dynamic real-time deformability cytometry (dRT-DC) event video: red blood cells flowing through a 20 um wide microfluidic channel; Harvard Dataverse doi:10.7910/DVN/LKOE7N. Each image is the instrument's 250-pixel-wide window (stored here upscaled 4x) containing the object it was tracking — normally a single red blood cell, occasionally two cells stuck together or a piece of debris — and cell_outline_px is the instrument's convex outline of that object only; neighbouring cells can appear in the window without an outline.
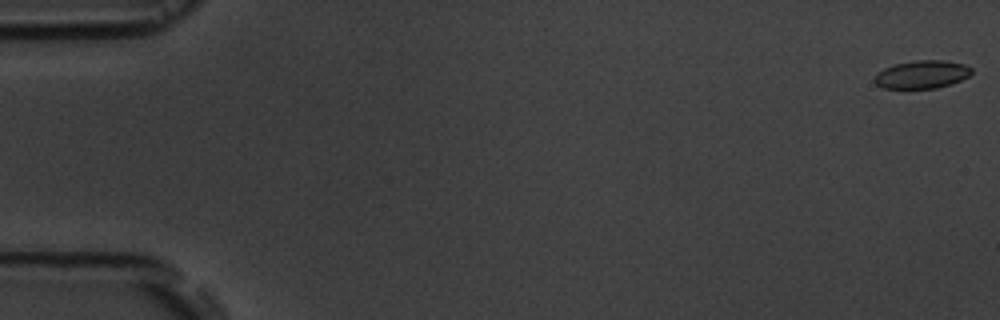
{"species": "common noctule bat (a hibernating species)", "species_latin": "Nyctalus noctula", "temperature_condition": "room temperature", "stored_images_in_passage": 5, "camera_frame_rate_fps": 3000, "um_per_image_px": 0.085, "animal": {"sex": "male", "body_mass_g": 19.5, "forearm_length_mm": 54.6}, "frame": {"image": 1, "passage_image": 1, "time_ms": 0.0, "image_size_px": [1000, 320], "cell_outline_px": [[972, 72], [968, 76], [960, 80], [936, 88], [884, 88], [876, 84], [876, 76], [884, 68], [896, 64], [916, 60], [944, 60], [964, 64], [972, 68]], "centroid_in_image_um": [78.4, 6.32], "position_along_channel_um": 6.6, "area_um2": 15.49}}